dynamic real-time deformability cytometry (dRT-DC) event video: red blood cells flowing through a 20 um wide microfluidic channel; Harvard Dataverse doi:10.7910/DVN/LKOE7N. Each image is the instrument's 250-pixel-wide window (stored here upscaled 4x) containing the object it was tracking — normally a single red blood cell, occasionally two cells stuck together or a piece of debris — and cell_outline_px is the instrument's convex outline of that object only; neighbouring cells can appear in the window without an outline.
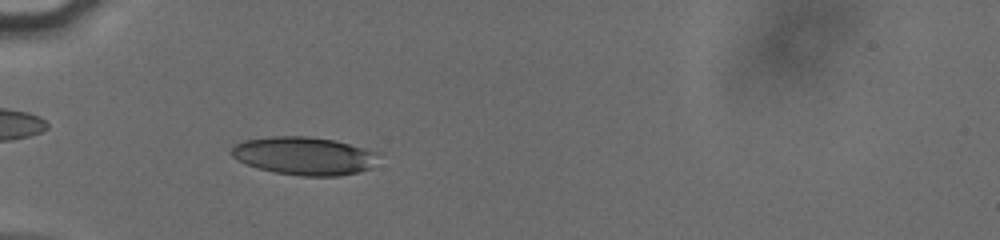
{"species": "human", "species_latin": "Homo sapiens", "temperature_condition": "cold", "stored_images_in_passage": 55, "camera_frame_rate_fps": 3000, "um_per_image_px": 0.085, "donor": {"sex": "male"}, "frame": {"image": 1, "passage_image": 19, "time_ms": 6.0, "image_size_px": [1000, 240], "cell_outline_px": [[380, 152], [372, 168], [340, 176], [300, 176], [272, 172], [248, 164], [232, 156], [232, 148], [236, 144], [244, 140], [272, 136], [308, 136], [336, 140]], "centroid_in_image_um": [25.91, 13.24], "position_along_channel_um": 59.1, "area_um2": 32.66}}
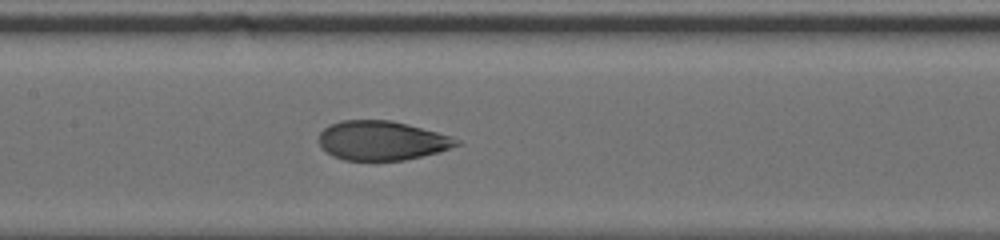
{"frame": {"image": 2, "passage_image": 29, "time_ms": 9.333, "image_size_px": [1000, 240], "cell_outline_px": [[460, 144], [436, 152], [404, 160], [344, 160], [332, 156], [320, 148], [320, 132], [328, 124], [340, 120], [392, 120], [408, 124], [436, 132], [460, 140]], "centroid_in_image_um": [32.38, 11.94], "position_along_channel_um": 175.0, "area_um2": 31.33}}
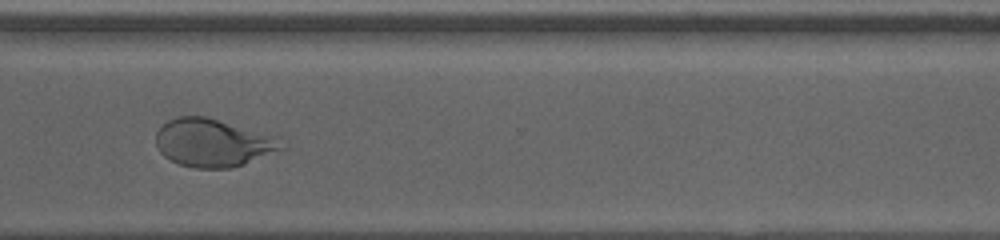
{"frame": {"image": 3, "passage_image": 43, "time_ms": 14.0, "image_size_px": [1000, 240], "cell_outline_px": [[288, 148], [244, 164], [232, 168], [196, 168], [180, 164], [164, 156], [160, 152], [156, 144], [156, 132], [168, 120], [176, 116], [204, 116], [280, 136]], "centroid_in_image_um": [18.18, 12.13], "position_along_channel_um": 352.4, "area_um2": 35.49}, "authors_computed_cell_mechanics": {"area_um2": 32.657, "velocity_mm_per_s": 3.8156, "shape_relaxation_time_tau1_ms": 5.3801, "shape_relaxation_time_tau2_ms": 1.0241, "deformation_change_tau1": 0.1796, "deformation_change_tau2": 0.069}}